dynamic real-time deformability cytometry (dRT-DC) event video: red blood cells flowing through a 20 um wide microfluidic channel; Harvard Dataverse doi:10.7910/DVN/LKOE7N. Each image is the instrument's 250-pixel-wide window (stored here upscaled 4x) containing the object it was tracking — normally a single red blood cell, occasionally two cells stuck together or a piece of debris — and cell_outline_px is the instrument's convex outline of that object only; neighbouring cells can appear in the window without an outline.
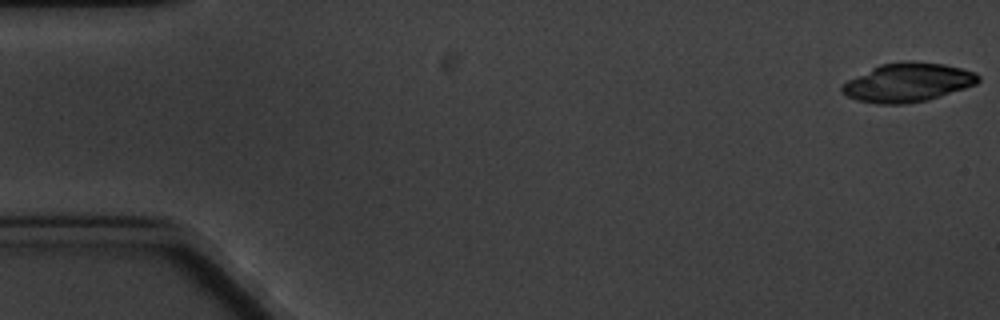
{"species": "common noctule bat (a hibernating species)", "species_latin": "Nyctalus noctula", "temperature_condition": "cold", "stored_images_in_passage": 5, "camera_frame_rate_fps": 3000, "um_per_image_px": 0.085, "animal": {"sex": "male", "body_mass_g": 20.1, "forearm_length_mm": 53.5}, "frame": {"image": 1, "passage_image": 1, "time_ms": 0.0, "image_size_px": [1000, 320], "cell_outline_px": [[980, 80], [976, 84], [928, 100], [904, 104], [876, 104], [856, 100], [840, 92], [840, 84], [880, 64], [912, 60], [944, 64], [976, 72], [980, 76]], "centroid_in_image_um": [77.14, 7.01], "position_along_channel_um": 7.9, "area_um2": 30.92}}